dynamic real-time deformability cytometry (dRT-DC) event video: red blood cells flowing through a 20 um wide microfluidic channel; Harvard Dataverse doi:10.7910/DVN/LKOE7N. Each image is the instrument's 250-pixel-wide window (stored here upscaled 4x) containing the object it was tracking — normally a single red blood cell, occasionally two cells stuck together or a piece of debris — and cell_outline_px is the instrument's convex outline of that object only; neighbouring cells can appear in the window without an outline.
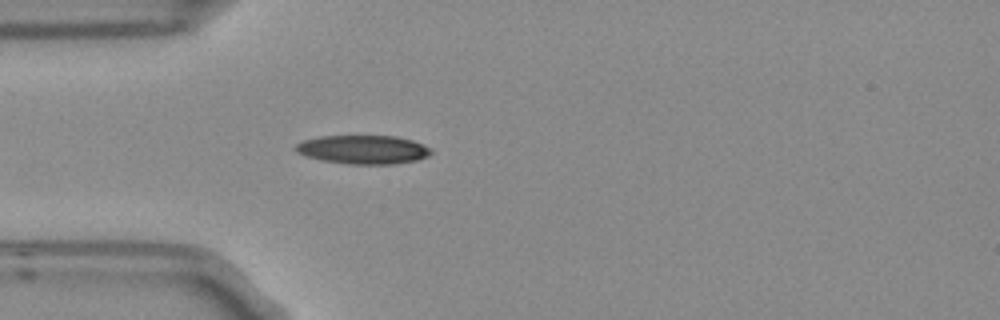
{"species": "Egyptian fruit bat (a non-hibernating species)", "species_latin": "Rousettus aegyptiacus", "temperature_condition": "room temperature", "stored_images_in_passage": 4, "camera_frame_rate_fps": 3000, "um_per_image_px": 0.085, "frame": {"image": 1, "passage_image": 4, "time_ms": 1.0, "image_size_px": [1000, 320], "cell_outline_px": [[432, 152], [428, 156], [416, 160], [392, 164], [348, 164], [320, 160], [304, 156], [296, 152], [292, 148], [296, 144], [304, 140], [320, 136], [396, 136], [412, 140], [424, 144], [432, 148]], "centroid_in_image_um": [30.85, 12.71], "position_along_channel_um": 54.2, "area_um2": 22.89}}